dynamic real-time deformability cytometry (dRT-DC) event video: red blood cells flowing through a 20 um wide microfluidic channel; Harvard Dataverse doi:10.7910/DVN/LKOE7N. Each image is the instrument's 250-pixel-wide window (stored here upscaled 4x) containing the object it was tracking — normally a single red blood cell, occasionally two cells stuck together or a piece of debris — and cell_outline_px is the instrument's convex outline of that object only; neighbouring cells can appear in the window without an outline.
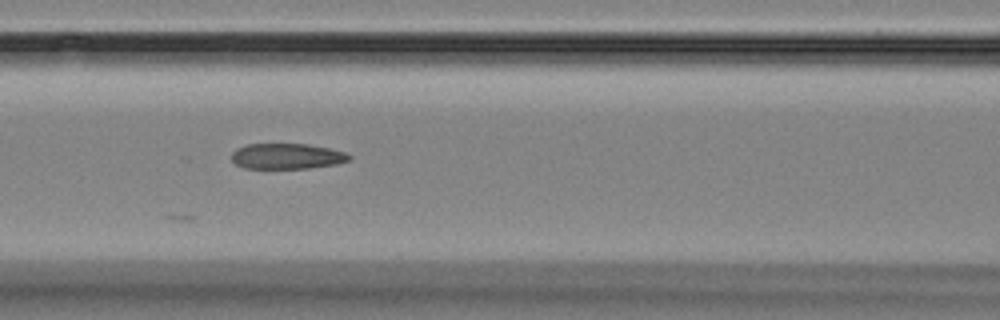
{"species": "Egyptian fruit bat (a non-hibernating species)", "species_latin": "Rousettus aegyptiacus", "temperature_condition": "room temperature", "stored_images_in_passage": 6, "segment_of_instrument_passage": [1, 2], "camera_frame_rate_fps": 3000, "um_per_image_px": 0.085, "animal": {"sex": "female"}, "frame": {"image": 1, "passage_image": 4, "time_ms": 3.333, "image_size_px": [1000, 320], "cell_outline_px": [[352, 160], [336, 164], [308, 168], [244, 168], [236, 164], [232, 160], [232, 152], [236, 148], [248, 144], [308, 144], [328, 148], [344, 152], [352, 156]], "centroid_in_image_um": [24.4, 13.28], "position_along_channel_um": 142.2, "area_um2": 17.51}}
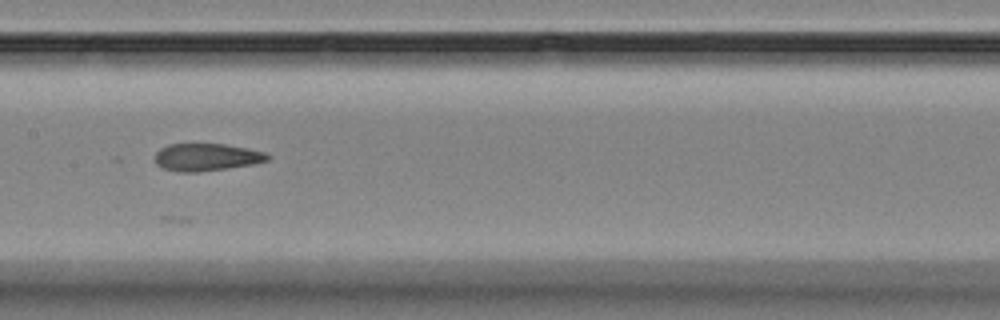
{"frame": {"image": 2, "passage_image": 5, "time_ms": 4.667, "image_size_px": [1000, 320], "cell_outline_px": [[272, 156], [268, 160], [256, 164], [200, 172], [180, 172], [164, 168], [156, 164], [156, 152], [160, 148], [168, 144], [224, 144], [248, 148], [264, 152]], "centroid_in_image_um": [17.59, 13.36], "position_along_channel_um": 189.8, "area_um2": 18.09}}